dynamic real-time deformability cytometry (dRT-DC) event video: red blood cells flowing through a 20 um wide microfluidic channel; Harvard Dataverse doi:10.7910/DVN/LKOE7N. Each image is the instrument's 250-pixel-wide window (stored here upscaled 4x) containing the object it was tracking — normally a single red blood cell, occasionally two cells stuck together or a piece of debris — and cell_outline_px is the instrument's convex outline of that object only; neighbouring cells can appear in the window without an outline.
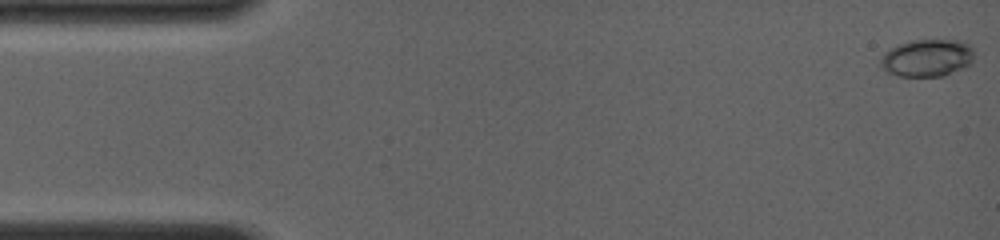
{"species": "common noctule bat (a hibernating species)", "species_latin": "Nyctalus noctula", "temperature_condition": "room temperature", "stored_images_in_passage": 32, "camera_frame_rate_fps": 4000, "um_per_image_px": 0.085, "animal": {"sex": "female", "body_mass_g": 19.0, "forearm_length_mm": 56.7}, "frame": {"image": 1, "passage_image": 1, "time_ms": 0.0, "image_size_px": [1000, 240], "cell_outline_px": [[972, 60], [968, 64], [940, 76], [900, 76], [888, 72], [880, 64], [880, 60], [884, 52], [908, 40], [960, 40], [968, 44], [972, 48]], "centroid_in_image_um": [78.76, 4.9], "position_along_channel_um": 6.2, "area_um2": 19.88}}
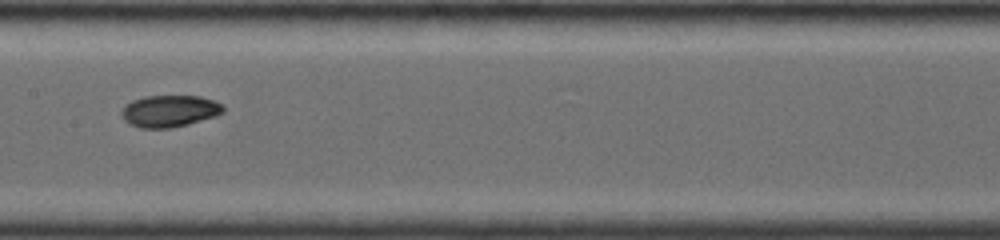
{"frame": {"image": 2, "passage_image": 16, "time_ms": 7.75, "image_size_px": [1000, 240], "cell_outline_px": [[224, 112], [216, 116], [188, 124], [172, 128], [140, 128], [128, 124], [124, 120], [120, 112], [132, 100], [144, 96], [200, 96], [224, 104]], "centroid_in_image_um": [14.42, 9.44], "position_along_channel_um": 193.0, "area_um2": 18.96}}
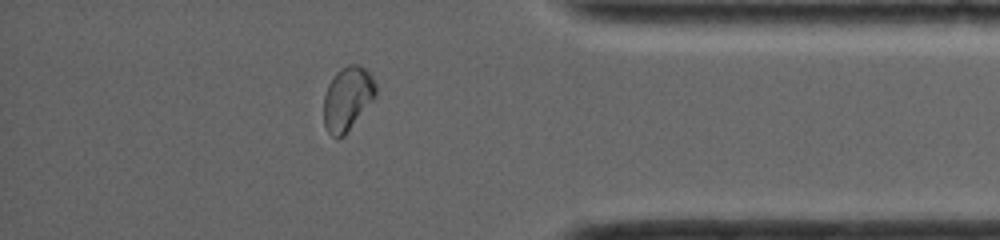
{"frame": {"image": 3, "passage_image": 28, "time_ms": 13.25, "image_size_px": [1000, 240], "cell_outline_px": [[376, 96], [344, 136], [336, 140], [328, 132], [324, 124], [324, 96], [328, 84], [336, 72], [340, 68], [348, 64], [356, 64], [364, 68], [372, 76], [376, 84]], "centroid_in_image_um": [29.53, 8.39], "position_along_channel_um": 405.7, "area_um2": 19.42}, "authors_computed_cell_mechanics": {"area_um2": 18.9295, "velocity_mm_per_s": 4.0753, "shape_relaxation_time_tau1_ms": 7.6925, "shape_relaxation_time_tau2_ms": 2.9428, "deformation_change_tau1": 0.1748, "deformation_change_tau2": 0.0526}}